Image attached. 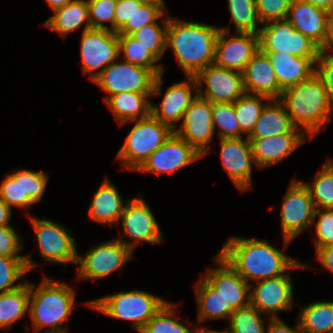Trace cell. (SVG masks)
Here are the masks:
<instances>
[{
  "label": "cell",
  "mask_w": 333,
  "mask_h": 333,
  "mask_svg": "<svg viewBox=\"0 0 333 333\" xmlns=\"http://www.w3.org/2000/svg\"><path fill=\"white\" fill-rule=\"evenodd\" d=\"M247 282L285 275L289 269L305 268L294 259L274 248L267 241L231 237L218 253Z\"/></svg>",
  "instance_id": "obj_1"
},
{
  "label": "cell",
  "mask_w": 333,
  "mask_h": 333,
  "mask_svg": "<svg viewBox=\"0 0 333 333\" xmlns=\"http://www.w3.org/2000/svg\"><path fill=\"white\" fill-rule=\"evenodd\" d=\"M198 95L211 103H234L246 92L241 72L210 64L195 75ZM203 81L207 88L202 91Z\"/></svg>",
  "instance_id": "obj_11"
},
{
  "label": "cell",
  "mask_w": 333,
  "mask_h": 333,
  "mask_svg": "<svg viewBox=\"0 0 333 333\" xmlns=\"http://www.w3.org/2000/svg\"><path fill=\"white\" fill-rule=\"evenodd\" d=\"M173 306L166 302L139 333H196L172 318L175 317Z\"/></svg>",
  "instance_id": "obj_40"
},
{
  "label": "cell",
  "mask_w": 333,
  "mask_h": 333,
  "mask_svg": "<svg viewBox=\"0 0 333 333\" xmlns=\"http://www.w3.org/2000/svg\"><path fill=\"white\" fill-rule=\"evenodd\" d=\"M212 120L214 130L216 123L219 125V137L223 138H241L239 124L236 119L234 103H212Z\"/></svg>",
  "instance_id": "obj_39"
},
{
  "label": "cell",
  "mask_w": 333,
  "mask_h": 333,
  "mask_svg": "<svg viewBox=\"0 0 333 333\" xmlns=\"http://www.w3.org/2000/svg\"><path fill=\"white\" fill-rule=\"evenodd\" d=\"M261 312L251 305L236 309L230 316L228 329L232 333H265Z\"/></svg>",
  "instance_id": "obj_42"
},
{
  "label": "cell",
  "mask_w": 333,
  "mask_h": 333,
  "mask_svg": "<svg viewBox=\"0 0 333 333\" xmlns=\"http://www.w3.org/2000/svg\"><path fill=\"white\" fill-rule=\"evenodd\" d=\"M220 28L168 17L167 42L187 76L214 63L215 45Z\"/></svg>",
  "instance_id": "obj_2"
},
{
  "label": "cell",
  "mask_w": 333,
  "mask_h": 333,
  "mask_svg": "<svg viewBox=\"0 0 333 333\" xmlns=\"http://www.w3.org/2000/svg\"><path fill=\"white\" fill-rule=\"evenodd\" d=\"M124 208L123 200L115 186L109 180H105L94 195L88 215L93 221L111 226L119 223Z\"/></svg>",
  "instance_id": "obj_29"
},
{
  "label": "cell",
  "mask_w": 333,
  "mask_h": 333,
  "mask_svg": "<svg viewBox=\"0 0 333 333\" xmlns=\"http://www.w3.org/2000/svg\"><path fill=\"white\" fill-rule=\"evenodd\" d=\"M216 262L221 268L209 269L203 276L234 309L250 305L251 284L248 283L227 261L217 254Z\"/></svg>",
  "instance_id": "obj_19"
},
{
  "label": "cell",
  "mask_w": 333,
  "mask_h": 333,
  "mask_svg": "<svg viewBox=\"0 0 333 333\" xmlns=\"http://www.w3.org/2000/svg\"><path fill=\"white\" fill-rule=\"evenodd\" d=\"M257 282V287L250 292L252 307L262 314L292 308L293 286L288 274Z\"/></svg>",
  "instance_id": "obj_22"
},
{
  "label": "cell",
  "mask_w": 333,
  "mask_h": 333,
  "mask_svg": "<svg viewBox=\"0 0 333 333\" xmlns=\"http://www.w3.org/2000/svg\"><path fill=\"white\" fill-rule=\"evenodd\" d=\"M46 1L50 5L52 10H56L58 8L63 7L64 5H66L67 3H69L73 0H46Z\"/></svg>",
  "instance_id": "obj_55"
},
{
  "label": "cell",
  "mask_w": 333,
  "mask_h": 333,
  "mask_svg": "<svg viewBox=\"0 0 333 333\" xmlns=\"http://www.w3.org/2000/svg\"><path fill=\"white\" fill-rule=\"evenodd\" d=\"M143 2H148V1H163V0H141Z\"/></svg>",
  "instance_id": "obj_57"
},
{
  "label": "cell",
  "mask_w": 333,
  "mask_h": 333,
  "mask_svg": "<svg viewBox=\"0 0 333 333\" xmlns=\"http://www.w3.org/2000/svg\"><path fill=\"white\" fill-rule=\"evenodd\" d=\"M132 257V250L120 240L108 241L91 248L85 257H78L81 279H97L121 269Z\"/></svg>",
  "instance_id": "obj_12"
},
{
  "label": "cell",
  "mask_w": 333,
  "mask_h": 333,
  "mask_svg": "<svg viewBox=\"0 0 333 333\" xmlns=\"http://www.w3.org/2000/svg\"><path fill=\"white\" fill-rule=\"evenodd\" d=\"M301 309V333H333V301H317Z\"/></svg>",
  "instance_id": "obj_32"
},
{
  "label": "cell",
  "mask_w": 333,
  "mask_h": 333,
  "mask_svg": "<svg viewBox=\"0 0 333 333\" xmlns=\"http://www.w3.org/2000/svg\"><path fill=\"white\" fill-rule=\"evenodd\" d=\"M331 14L312 3L293 0L287 20L321 49L326 42Z\"/></svg>",
  "instance_id": "obj_21"
},
{
  "label": "cell",
  "mask_w": 333,
  "mask_h": 333,
  "mask_svg": "<svg viewBox=\"0 0 333 333\" xmlns=\"http://www.w3.org/2000/svg\"><path fill=\"white\" fill-rule=\"evenodd\" d=\"M119 53L123 51L124 61L150 69L156 76L163 73L162 65L131 35L118 34Z\"/></svg>",
  "instance_id": "obj_34"
},
{
  "label": "cell",
  "mask_w": 333,
  "mask_h": 333,
  "mask_svg": "<svg viewBox=\"0 0 333 333\" xmlns=\"http://www.w3.org/2000/svg\"><path fill=\"white\" fill-rule=\"evenodd\" d=\"M30 284H21L17 289L0 294V328H7L24 317L29 309Z\"/></svg>",
  "instance_id": "obj_33"
},
{
  "label": "cell",
  "mask_w": 333,
  "mask_h": 333,
  "mask_svg": "<svg viewBox=\"0 0 333 333\" xmlns=\"http://www.w3.org/2000/svg\"><path fill=\"white\" fill-rule=\"evenodd\" d=\"M164 9V1L144 2L139 10H136L131 20H128L116 33L131 35L143 26L157 23L156 19L162 17Z\"/></svg>",
  "instance_id": "obj_41"
},
{
  "label": "cell",
  "mask_w": 333,
  "mask_h": 333,
  "mask_svg": "<svg viewBox=\"0 0 333 333\" xmlns=\"http://www.w3.org/2000/svg\"><path fill=\"white\" fill-rule=\"evenodd\" d=\"M196 294L199 322L209 318H230L235 311L204 277L197 284Z\"/></svg>",
  "instance_id": "obj_31"
},
{
  "label": "cell",
  "mask_w": 333,
  "mask_h": 333,
  "mask_svg": "<svg viewBox=\"0 0 333 333\" xmlns=\"http://www.w3.org/2000/svg\"><path fill=\"white\" fill-rule=\"evenodd\" d=\"M54 12L55 15L44 24L63 36L80 27L85 21L84 31L91 29L87 1L73 0Z\"/></svg>",
  "instance_id": "obj_30"
},
{
  "label": "cell",
  "mask_w": 333,
  "mask_h": 333,
  "mask_svg": "<svg viewBox=\"0 0 333 333\" xmlns=\"http://www.w3.org/2000/svg\"><path fill=\"white\" fill-rule=\"evenodd\" d=\"M156 77L150 69L124 61L113 62L93 81L111 96L123 92L153 93Z\"/></svg>",
  "instance_id": "obj_9"
},
{
  "label": "cell",
  "mask_w": 333,
  "mask_h": 333,
  "mask_svg": "<svg viewBox=\"0 0 333 333\" xmlns=\"http://www.w3.org/2000/svg\"><path fill=\"white\" fill-rule=\"evenodd\" d=\"M275 71L282 91L309 79L315 73L318 58H305L287 53H265Z\"/></svg>",
  "instance_id": "obj_27"
},
{
  "label": "cell",
  "mask_w": 333,
  "mask_h": 333,
  "mask_svg": "<svg viewBox=\"0 0 333 333\" xmlns=\"http://www.w3.org/2000/svg\"><path fill=\"white\" fill-rule=\"evenodd\" d=\"M259 48L263 53H287L305 58H318L321 52L313 41L295 30L287 19L270 21L260 29Z\"/></svg>",
  "instance_id": "obj_7"
},
{
  "label": "cell",
  "mask_w": 333,
  "mask_h": 333,
  "mask_svg": "<svg viewBox=\"0 0 333 333\" xmlns=\"http://www.w3.org/2000/svg\"><path fill=\"white\" fill-rule=\"evenodd\" d=\"M270 325L267 333H301L299 322L295 328H290L283 323L275 314L270 317Z\"/></svg>",
  "instance_id": "obj_50"
},
{
  "label": "cell",
  "mask_w": 333,
  "mask_h": 333,
  "mask_svg": "<svg viewBox=\"0 0 333 333\" xmlns=\"http://www.w3.org/2000/svg\"><path fill=\"white\" fill-rule=\"evenodd\" d=\"M41 256L46 261L55 263H75L79 255L75 247V240L63 226L49 220L31 218Z\"/></svg>",
  "instance_id": "obj_13"
},
{
  "label": "cell",
  "mask_w": 333,
  "mask_h": 333,
  "mask_svg": "<svg viewBox=\"0 0 333 333\" xmlns=\"http://www.w3.org/2000/svg\"><path fill=\"white\" fill-rule=\"evenodd\" d=\"M164 30L158 23H151L149 25L139 28L131 34L150 54L159 60L167 49V24L168 18L162 20Z\"/></svg>",
  "instance_id": "obj_38"
},
{
  "label": "cell",
  "mask_w": 333,
  "mask_h": 333,
  "mask_svg": "<svg viewBox=\"0 0 333 333\" xmlns=\"http://www.w3.org/2000/svg\"><path fill=\"white\" fill-rule=\"evenodd\" d=\"M247 94L262 95L270 100H279L282 90L268 56L260 49L251 58L242 72Z\"/></svg>",
  "instance_id": "obj_23"
},
{
  "label": "cell",
  "mask_w": 333,
  "mask_h": 333,
  "mask_svg": "<svg viewBox=\"0 0 333 333\" xmlns=\"http://www.w3.org/2000/svg\"><path fill=\"white\" fill-rule=\"evenodd\" d=\"M229 29L225 27L219 30L215 45L214 64L242 73L247 63L260 49L259 35L237 33V36L229 38L227 37Z\"/></svg>",
  "instance_id": "obj_15"
},
{
  "label": "cell",
  "mask_w": 333,
  "mask_h": 333,
  "mask_svg": "<svg viewBox=\"0 0 333 333\" xmlns=\"http://www.w3.org/2000/svg\"><path fill=\"white\" fill-rule=\"evenodd\" d=\"M119 53L118 34L110 29H89L82 33L81 59L83 72L92 73L93 81ZM102 67L101 70L98 69Z\"/></svg>",
  "instance_id": "obj_10"
},
{
  "label": "cell",
  "mask_w": 333,
  "mask_h": 333,
  "mask_svg": "<svg viewBox=\"0 0 333 333\" xmlns=\"http://www.w3.org/2000/svg\"><path fill=\"white\" fill-rule=\"evenodd\" d=\"M86 303L110 317L130 320L140 332L166 301L148 292L132 290Z\"/></svg>",
  "instance_id": "obj_5"
},
{
  "label": "cell",
  "mask_w": 333,
  "mask_h": 333,
  "mask_svg": "<svg viewBox=\"0 0 333 333\" xmlns=\"http://www.w3.org/2000/svg\"><path fill=\"white\" fill-rule=\"evenodd\" d=\"M26 257H0V294L17 289L15 281L28 272Z\"/></svg>",
  "instance_id": "obj_43"
},
{
  "label": "cell",
  "mask_w": 333,
  "mask_h": 333,
  "mask_svg": "<svg viewBox=\"0 0 333 333\" xmlns=\"http://www.w3.org/2000/svg\"><path fill=\"white\" fill-rule=\"evenodd\" d=\"M310 191L315 209H333V161L323 164L311 186L305 183Z\"/></svg>",
  "instance_id": "obj_37"
},
{
  "label": "cell",
  "mask_w": 333,
  "mask_h": 333,
  "mask_svg": "<svg viewBox=\"0 0 333 333\" xmlns=\"http://www.w3.org/2000/svg\"><path fill=\"white\" fill-rule=\"evenodd\" d=\"M117 0H88V12L90 26L93 29H109L103 22L108 21L111 23L114 31V14L116 9Z\"/></svg>",
  "instance_id": "obj_44"
},
{
  "label": "cell",
  "mask_w": 333,
  "mask_h": 333,
  "mask_svg": "<svg viewBox=\"0 0 333 333\" xmlns=\"http://www.w3.org/2000/svg\"><path fill=\"white\" fill-rule=\"evenodd\" d=\"M187 77L189 82H178L167 89L160 110L157 106L151 104V115L160 122L169 125L173 130L176 129L174 123L183 118L184 112L198 95V92H196L195 96L192 97L191 93L192 89L198 90L195 76Z\"/></svg>",
  "instance_id": "obj_24"
},
{
  "label": "cell",
  "mask_w": 333,
  "mask_h": 333,
  "mask_svg": "<svg viewBox=\"0 0 333 333\" xmlns=\"http://www.w3.org/2000/svg\"><path fill=\"white\" fill-rule=\"evenodd\" d=\"M333 47V14H331L329 24H328V34L326 42L323 47L320 49L321 53H325L328 49ZM333 56V54H331Z\"/></svg>",
  "instance_id": "obj_53"
},
{
  "label": "cell",
  "mask_w": 333,
  "mask_h": 333,
  "mask_svg": "<svg viewBox=\"0 0 333 333\" xmlns=\"http://www.w3.org/2000/svg\"><path fill=\"white\" fill-rule=\"evenodd\" d=\"M305 134L282 133L272 137L249 139L255 166L263 168L282 161L305 141Z\"/></svg>",
  "instance_id": "obj_25"
},
{
  "label": "cell",
  "mask_w": 333,
  "mask_h": 333,
  "mask_svg": "<svg viewBox=\"0 0 333 333\" xmlns=\"http://www.w3.org/2000/svg\"><path fill=\"white\" fill-rule=\"evenodd\" d=\"M275 102V104L266 103L252 132L247 136L248 139L272 137L282 133H299L300 128L293 124L285 106L279 100Z\"/></svg>",
  "instance_id": "obj_28"
},
{
  "label": "cell",
  "mask_w": 333,
  "mask_h": 333,
  "mask_svg": "<svg viewBox=\"0 0 333 333\" xmlns=\"http://www.w3.org/2000/svg\"><path fill=\"white\" fill-rule=\"evenodd\" d=\"M223 167L237 188L251 187V167L255 165L251 142L248 138L220 139Z\"/></svg>",
  "instance_id": "obj_20"
},
{
  "label": "cell",
  "mask_w": 333,
  "mask_h": 333,
  "mask_svg": "<svg viewBox=\"0 0 333 333\" xmlns=\"http://www.w3.org/2000/svg\"><path fill=\"white\" fill-rule=\"evenodd\" d=\"M11 208L0 198V227L9 226Z\"/></svg>",
  "instance_id": "obj_52"
},
{
  "label": "cell",
  "mask_w": 333,
  "mask_h": 333,
  "mask_svg": "<svg viewBox=\"0 0 333 333\" xmlns=\"http://www.w3.org/2000/svg\"><path fill=\"white\" fill-rule=\"evenodd\" d=\"M261 100H270L262 95H252L245 93L236 102L234 109L236 119L240 130L247 133V136L252 132L256 122L259 119L260 113L266 104H262Z\"/></svg>",
  "instance_id": "obj_35"
},
{
  "label": "cell",
  "mask_w": 333,
  "mask_h": 333,
  "mask_svg": "<svg viewBox=\"0 0 333 333\" xmlns=\"http://www.w3.org/2000/svg\"><path fill=\"white\" fill-rule=\"evenodd\" d=\"M315 206L305 182L294 179L281 206V229L284 244H289L300 232L314 222Z\"/></svg>",
  "instance_id": "obj_8"
},
{
  "label": "cell",
  "mask_w": 333,
  "mask_h": 333,
  "mask_svg": "<svg viewBox=\"0 0 333 333\" xmlns=\"http://www.w3.org/2000/svg\"><path fill=\"white\" fill-rule=\"evenodd\" d=\"M162 73L157 75L153 93L123 92L107 96L104 100L121 124L146 118L151 114V102L147 97L161 93Z\"/></svg>",
  "instance_id": "obj_26"
},
{
  "label": "cell",
  "mask_w": 333,
  "mask_h": 333,
  "mask_svg": "<svg viewBox=\"0 0 333 333\" xmlns=\"http://www.w3.org/2000/svg\"><path fill=\"white\" fill-rule=\"evenodd\" d=\"M47 180L48 176L41 171L18 170L6 175L0 186V198L10 208L18 206L28 209L41 201Z\"/></svg>",
  "instance_id": "obj_16"
},
{
  "label": "cell",
  "mask_w": 333,
  "mask_h": 333,
  "mask_svg": "<svg viewBox=\"0 0 333 333\" xmlns=\"http://www.w3.org/2000/svg\"><path fill=\"white\" fill-rule=\"evenodd\" d=\"M182 119L181 127L174 132L204 156L214 133L212 103L197 95Z\"/></svg>",
  "instance_id": "obj_14"
},
{
  "label": "cell",
  "mask_w": 333,
  "mask_h": 333,
  "mask_svg": "<svg viewBox=\"0 0 333 333\" xmlns=\"http://www.w3.org/2000/svg\"><path fill=\"white\" fill-rule=\"evenodd\" d=\"M316 254L317 261L323 267L333 272V244L317 249Z\"/></svg>",
  "instance_id": "obj_51"
},
{
  "label": "cell",
  "mask_w": 333,
  "mask_h": 333,
  "mask_svg": "<svg viewBox=\"0 0 333 333\" xmlns=\"http://www.w3.org/2000/svg\"><path fill=\"white\" fill-rule=\"evenodd\" d=\"M312 3L320 8H323L333 14V0H301Z\"/></svg>",
  "instance_id": "obj_54"
},
{
  "label": "cell",
  "mask_w": 333,
  "mask_h": 333,
  "mask_svg": "<svg viewBox=\"0 0 333 333\" xmlns=\"http://www.w3.org/2000/svg\"><path fill=\"white\" fill-rule=\"evenodd\" d=\"M122 227L125 236L134 239L133 242L120 241L132 251L139 241L159 243L162 240V233L159 229L149 206L142 197L128 201L121 214Z\"/></svg>",
  "instance_id": "obj_17"
},
{
  "label": "cell",
  "mask_w": 333,
  "mask_h": 333,
  "mask_svg": "<svg viewBox=\"0 0 333 333\" xmlns=\"http://www.w3.org/2000/svg\"><path fill=\"white\" fill-rule=\"evenodd\" d=\"M315 64V74L321 79L333 104V56L320 52Z\"/></svg>",
  "instance_id": "obj_48"
},
{
  "label": "cell",
  "mask_w": 333,
  "mask_h": 333,
  "mask_svg": "<svg viewBox=\"0 0 333 333\" xmlns=\"http://www.w3.org/2000/svg\"><path fill=\"white\" fill-rule=\"evenodd\" d=\"M196 333H232L229 329H227V331L225 330V331H210V330H208L207 328H202V329H197V330H194Z\"/></svg>",
  "instance_id": "obj_56"
},
{
  "label": "cell",
  "mask_w": 333,
  "mask_h": 333,
  "mask_svg": "<svg viewBox=\"0 0 333 333\" xmlns=\"http://www.w3.org/2000/svg\"><path fill=\"white\" fill-rule=\"evenodd\" d=\"M293 0H255L258 17L262 24L286 20Z\"/></svg>",
  "instance_id": "obj_45"
},
{
  "label": "cell",
  "mask_w": 333,
  "mask_h": 333,
  "mask_svg": "<svg viewBox=\"0 0 333 333\" xmlns=\"http://www.w3.org/2000/svg\"><path fill=\"white\" fill-rule=\"evenodd\" d=\"M316 215H319V219L316 223L317 240H315V249L317 250L324 246L333 244V209H315L314 221Z\"/></svg>",
  "instance_id": "obj_47"
},
{
  "label": "cell",
  "mask_w": 333,
  "mask_h": 333,
  "mask_svg": "<svg viewBox=\"0 0 333 333\" xmlns=\"http://www.w3.org/2000/svg\"><path fill=\"white\" fill-rule=\"evenodd\" d=\"M203 157L178 134L171 136L138 169L144 172L171 173Z\"/></svg>",
  "instance_id": "obj_18"
},
{
  "label": "cell",
  "mask_w": 333,
  "mask_h": 333,
  "mask_svg": "<svg viewBox=\"0 0 333 333\" xmlns=\"http://www.w3.org/2000/svg\"><path fill=\"white\" fill-rule=\"evenodd\" d=\"M173 132L169 125L151 114L146 118H139L127 135L117 158L122 160L127 169L138 170Z\"/></svg>",
  "instance_id": "obj_6"
},
{
  "label": "cell",
  "mask_w": 333,
  "mask_h": 333,
  "mask_svg": "<svg viewBox=\"0 0 333 333\" xmlns=\"http://www.w3.org/2000/svg\"><path fill=\"white\" fill-rule=\"evenodd\" d=\"M279 101L297 128H304L310 138L330 121L333 104L321 79L314 73L309 79L284 90Z\"/></svg>",
  "instance_id": "obj_3"
},
{
  "label": "cell",
  "mask_w": 333,
  "mask_h": 333,
  "mask_svg": "<svg viewBox=\"0 0 333 333\" xmlns=\"http://www.w3.org/2000/svg\"><path fill=\"white\" fill-rule=\"evenodd\" d=\"M34 287L30 284L28 312L35 331L49 326L46 333H67V329H61L60 325L74 308V291L66 284L47 278L42 280L36 291Z\"/></svg>",
  "instance_id": "obj_4"
},
{
  "label": "cell",
  "mask_w": 333,
  "mask_h": 333,
  "mask_svg": "<svg viewBox=\"0 0 333 333\" xmlns=\"http://www.w3.org/2000/svg\"><path fill=\"white\" fill-rule=\"evenodd\" d=\"M144 2L141 0H117L114 14V31L117 32Z\"/></svg>",
  "instance_id": "obj_49"
},
{
  "label": "cell",
  "mask_w": 333,
  "mask_h": 333,
  "mask_svg": "<svg viewBox=\"0 0 333 333\" xmlns=\"http://www.w3.org/2000/svg\"><path fill=\"white\" fill-rule=\"evenodd\" d=\"M229 12L236 26V33H251L259 35L257 24L261 23L255 0H228ZM257 28V29H256Z\"/></svg>",
  "instance_id": "obj_36"
},
{
  "label": "cell",
  "mask_w": 333,
  "mask_h": 333,
  "mask_svg": "<svg viewBox=\"0 0 333 333\" xmlns=\"http://www.w3.org/2000/svg\"><path fill=\"white\" fill-rule=\"evenodd\" d=\"M22 244L20 245L19 236L14 231L12 226H4L0 227V257L8 256V257H26V267L27 270L30 271L36 264L32 262L30 256H20L18 252L21 250Z\"/></svg>",
  "instance_id": "obj_46"
}]
</instances>
